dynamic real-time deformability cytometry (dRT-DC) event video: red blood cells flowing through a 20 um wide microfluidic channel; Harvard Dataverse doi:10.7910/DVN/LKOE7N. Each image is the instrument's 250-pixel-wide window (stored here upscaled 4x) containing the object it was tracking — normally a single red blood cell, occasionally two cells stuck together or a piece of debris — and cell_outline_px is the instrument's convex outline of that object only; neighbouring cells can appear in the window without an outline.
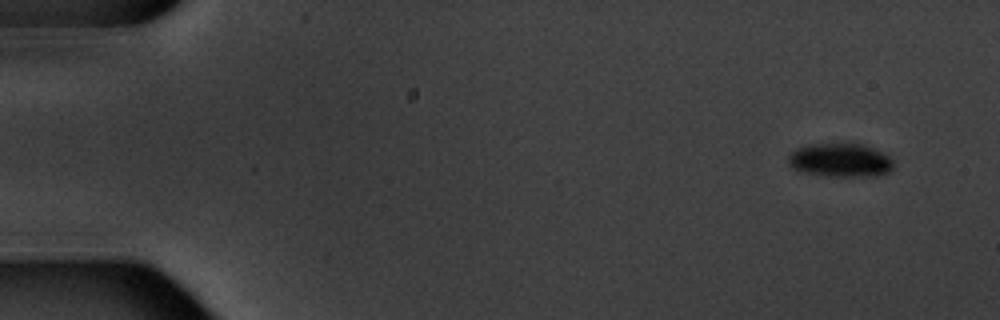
{"species": "common noctule bat (a hibernating species)", "species_latin": "Nyctalus noctula", "temperature_condition": "warm", "stored_images_in_passage": 4, "camera_frame_rate_fps": 3000, "um_per_image_px": 0.085, "animal": {"sex": "male", "body_mass_g": 20.1, "forearm_length_mm": 53.5}, "frame": {"image": 1, "passage_image": 1, "time_ms": 0.0, "image_size_px": [1000, 320], "cell_outline_px": [[892, 168], [888, 172], [876, 176], [828, 176], [804, 172], [792, 168], [788, 164], [788, 156], [796, 148], [808, 144], [864, 144], [888, 156], [892, 160]], "centroid_in_image_um": [71.39, 13.62], "position_along_channel_um": 13.6, "area_um2": 20.46}}